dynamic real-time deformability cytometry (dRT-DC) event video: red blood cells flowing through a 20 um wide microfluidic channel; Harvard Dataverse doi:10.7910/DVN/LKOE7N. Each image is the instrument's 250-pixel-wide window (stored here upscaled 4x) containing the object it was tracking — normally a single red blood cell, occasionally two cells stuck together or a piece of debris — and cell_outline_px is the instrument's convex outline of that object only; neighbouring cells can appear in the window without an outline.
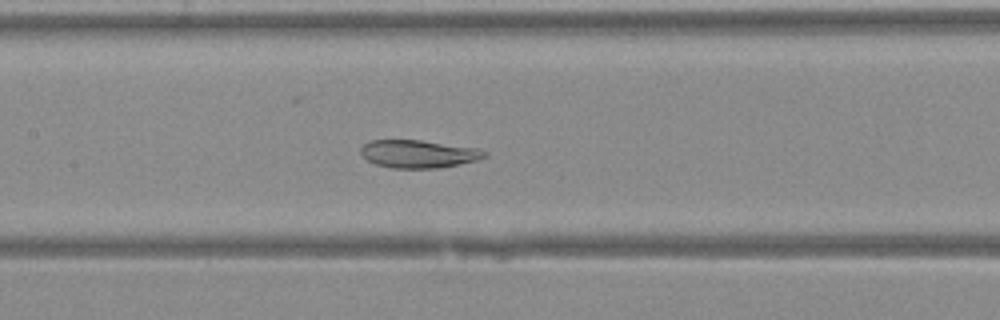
{"species": "Egyptian fruit bat (a non-hibernating species)", "species_latin": "Rousettus aegyptiacus", "temperature_condition": "warm", "stored_images_in_passage": 44, "camera_frame_rate_fps": 3000, "um_per_image_px": 0.085, "animal": {"sex": "female"}, "frame": {"image": 1, "passage_image": 22, "time_ms": 7.0, "image_size_px": [1000, 320], "cell_outline_px": [[488, 156], [476, 160], [460, 164], [440, 168], [392, 168], [376, 164], [368, 160], [360, 152], [360, 148], [364, 144], [372, 140], [420, 140], [476, 148], [488, 152]], "centroid_in_image_um": [35.58, 13.08], "position_along_channel_um": 171.8, "area_um2": 20.0}}
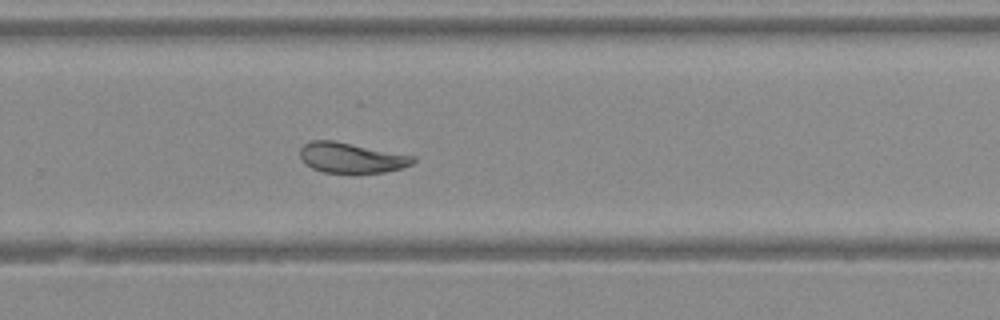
{"frame": {"image": 2, "passage_image": 30, "time_ms": 9.667, "image_size_px": [1000, 320], "cell_outline_px": [[416, 160], [412, 164], [400, 168], [384, 172], [324, 172], [312, 168], [304, 164], [300, 156], [300, 148], [304, 144], [312, 140], [332, 140], [416, 156]], "centroid_in_image_um": [29.85, 13.4], "position_along_channel_um": 300.0, "area_um2": 19.77}}
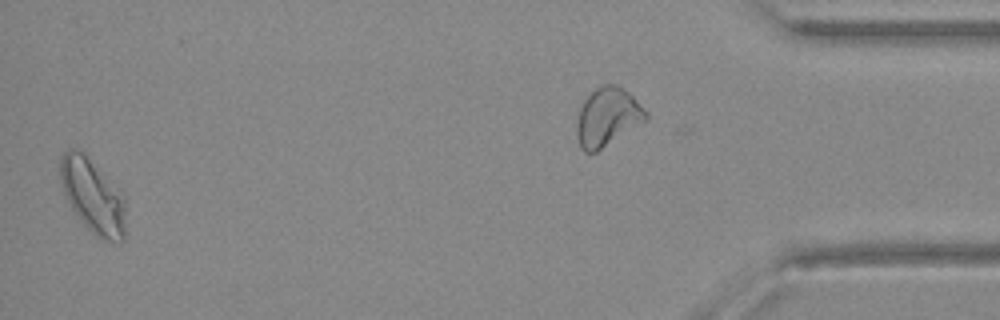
{"frame": {"image": 3, "passage_image": 43, "time_ms": 14.0, "image_size_px": [1000, 320], "cell_outline_px": [[124, 240], [120, 244], [104, 240], [96, 236], [84, 224], [72, 208], [64, 196], [60, 180], [60, 156], [68, 148], [72, 148], [84, 152], [124, 196]], "centroid_in_image_um": [7.86, 16.66], "position_along_channel_um": 427.3, "area_um2": 28.15}}